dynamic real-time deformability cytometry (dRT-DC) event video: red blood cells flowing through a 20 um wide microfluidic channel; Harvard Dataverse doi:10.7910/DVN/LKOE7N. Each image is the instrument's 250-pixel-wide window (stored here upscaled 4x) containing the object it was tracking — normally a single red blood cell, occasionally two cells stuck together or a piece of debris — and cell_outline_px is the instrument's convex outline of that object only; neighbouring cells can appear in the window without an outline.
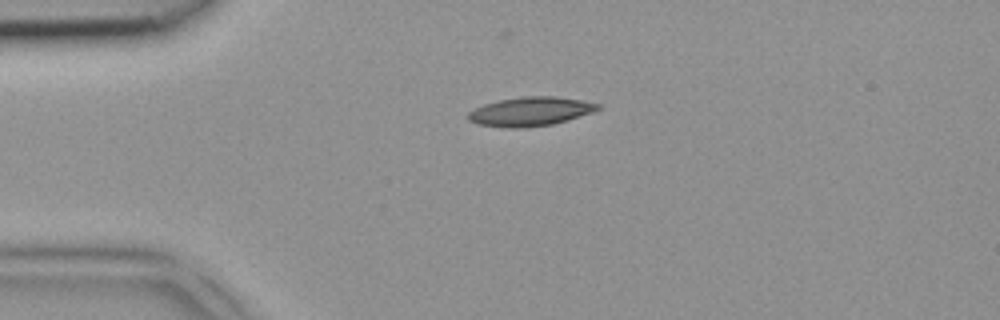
{"species": "common noctule bat (a hibernating species)", "species_latin": "Nyctalus noctula", "temperature_condition": "room temperature", "stored_images_in_passage": 6, "camera_frame_rate_fps": 3000, "um_per_image_px": 0.085, "animal": {"sex": "female", "body_mass_g": 18.4}, "frame": {"image": 1, "passage_image": 6, "time_ms": 1.667, "image_size_px": [1000, 320], "cell_outline_px": [[600, 108], [592, 112], [568, 120], [552, 124], [524, 128], [512, 128], [476, 124], [468, 120], [468, 112], [484, 104], [500, 100], [520, 96], [556, 96], [580, 100], [600, 104]], "centroid_in_image_um": [45.07, 9.48], "position_along_channel_um": 39.9, "area_um2": 21.85}}